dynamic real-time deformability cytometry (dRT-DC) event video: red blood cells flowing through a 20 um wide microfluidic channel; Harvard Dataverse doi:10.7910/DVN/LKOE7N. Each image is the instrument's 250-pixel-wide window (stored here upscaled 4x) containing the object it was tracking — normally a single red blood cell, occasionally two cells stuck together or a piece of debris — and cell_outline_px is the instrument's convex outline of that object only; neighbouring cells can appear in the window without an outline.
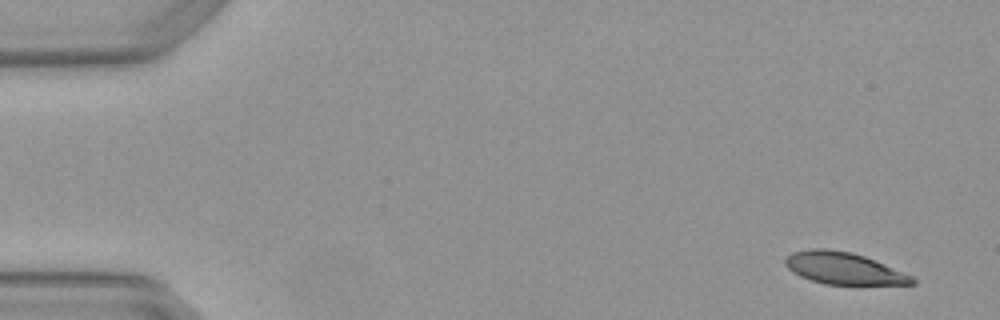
{"species": "Egyptian fruit bat (a non-hibernating species)", "species_latin": "Rousettus aegyptiacus", "temperature_condition": "warm", "stored_images_in_passage": 5, "camera_frame_rate_fps": 3000, "um_per_image_px": 0.085, "animal": {"sex": "female"}, "frame": {"image": 1, "passage_image": 1, "time_ms": 0.0, "image_size_px": [1000, 320], "cell_outline_px": [[916, 284], [824, 284], [800, 276], [792, 272], [784, 264], [784, 260], [792, 252], [812, 248], [824, 248], [852, 252], [864, 256], [912, 276], [916, 280]], "centroid_in_image_um": [71.67, 22.8], "position_along_channel_um": 13.3, "area_um2": 23.35}}
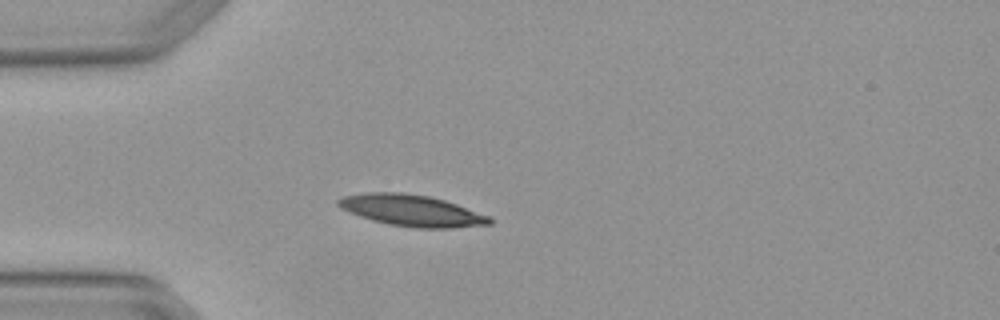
{"frame": {"image": 2, "passage_image": 4, "time_ms": 1.0, "image_size_px": [1000, 320], "cell_outline_px": [[492, 224], [452, 228], [416, 228], [388, 224], [372, 220], [348, 212], [340, 208], [336, 204], [336, 200], [344, 196], [368, 192], [400, 192], [428, 196], [444, 200], [456, 204], [488, 216], [492, 220]], "centroid_in_image_um": [34.95, 17.89], "position_along_channel_um": 50.1, "area_um2": 27.57}}